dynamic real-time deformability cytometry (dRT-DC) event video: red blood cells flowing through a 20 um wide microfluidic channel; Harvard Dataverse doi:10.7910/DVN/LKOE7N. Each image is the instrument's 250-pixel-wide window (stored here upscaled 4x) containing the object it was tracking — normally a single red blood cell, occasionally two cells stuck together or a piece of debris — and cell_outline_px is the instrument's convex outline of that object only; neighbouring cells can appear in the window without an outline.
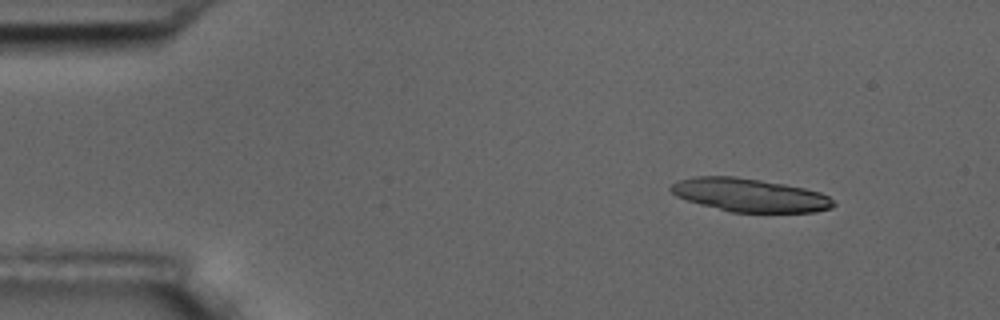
{"species": "common noctule bat (a hibernating species)", "species_latin": "Nyctalus noctula", "temperature_condition": "room temperature", "stored_images_in_passage": 4, "camera_frame_rate_fps": 3000, "um_per_image_px": 0.085, "animal": {"sex": "male", "body_mass_g": 17.5, "forearm_length_mm": 52.3}, "frame": {"image": 1, "passage_image": 1, "time_ms": 0.0, "image_size_px": [1000, 320], "cell_outline_px": [[836, 204], [832, 208], [812, 212], [732, 212], [700, 204], [676, 196], [668, 188], [672, 184], [680, 180], [692, 176], [736, 176], [784, 184], [804, 188], [820, 192], [828, 196]], "centroid_in_image_um": [63.72, 16.58], "position_along_channel_um": 21.3, "area_um2": 31.39}}